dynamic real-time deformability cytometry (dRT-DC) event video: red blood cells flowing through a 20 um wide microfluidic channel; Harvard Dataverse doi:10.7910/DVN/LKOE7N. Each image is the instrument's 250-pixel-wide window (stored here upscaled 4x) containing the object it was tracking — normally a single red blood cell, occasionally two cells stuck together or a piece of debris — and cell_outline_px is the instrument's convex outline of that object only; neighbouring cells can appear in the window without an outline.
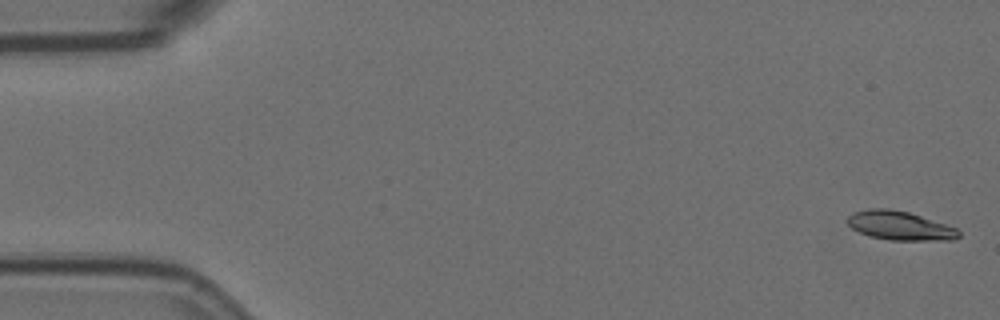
{"species": "Egyptian fruit bat (a non-hibernating species)", "species_latin": "Rousettus aegyptiacus", "temperature_condition": "room temperature", "stored_images_in_passage": 5, "segment_of_instrument_passage": [1, 2], "camera_frame_rate_fps": 3000, "um_per_image_px": 0.085, "animal": {"sex": "female"}, "frame": {"image": 1, "passage_image": 1, "time_ms": 0.0, "image_size_px": [1000, 320], "cell_outline_px": [[960, 236], [956, 240], [892, 240], [872, 236], [860, 232], [852, 228], [844, 220], [852, 212], [868, 208], [888, 208], [908, 212], [956, 228], [960, 232]], "centroid_in_image_um": [76.45, 19.17], "position_along_channel_um": 8.5, "area_um2": 18.67}}
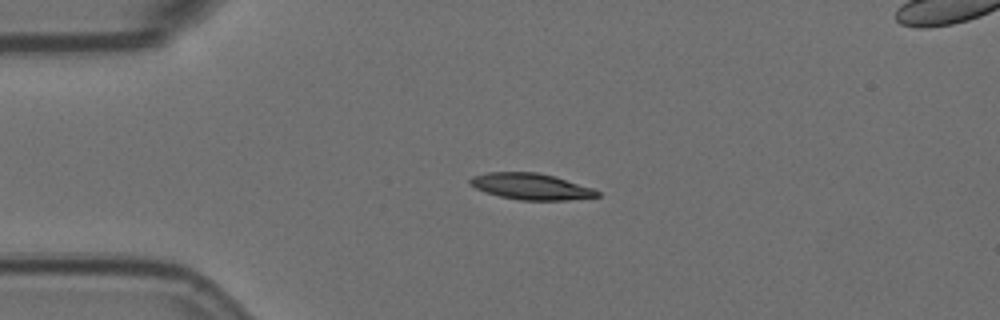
{"frame": {"image": 2, "passage_image": 4, "time_ms": 1.0, "image_size_px": [1000, 320], "cell_outline_px": [[600, 196], [568, 200], [520, 200], [500, 196], [484, 192], [468, 184], [468, 180], [472, 176], [488, 172], [536, 172], [552, 176], [592, 188], [600, 192]], "centroid_in_image_um": [45.08, 15.85], "position_along_channel_um": 39.9, "area_um2": 19.31}}